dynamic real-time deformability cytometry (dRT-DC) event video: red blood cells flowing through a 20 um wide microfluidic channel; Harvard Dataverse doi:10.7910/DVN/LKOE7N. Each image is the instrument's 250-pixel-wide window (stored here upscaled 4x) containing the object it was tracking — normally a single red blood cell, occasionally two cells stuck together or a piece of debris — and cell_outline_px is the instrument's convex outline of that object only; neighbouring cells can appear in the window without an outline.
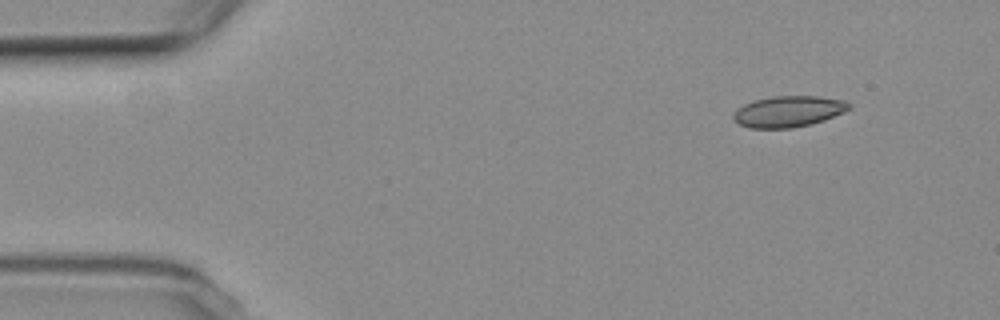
{"species": "common noctule bat (a hibernating species)", "species_latin": "Nyctalus noctula", "temperature_condition": "room temperature", "stored_images_in_passage": 5, "camera_frame_rate_fps": 3000, "um_per_image_px": 0.085, "animal": {"sex": "female", "body_mass_g": 19.3, "forearm_length_mm": 54.1}, "frame": {"image": 1, "passage_image": 1, "time_ms": 0.0, "image_size_px": [1000, 320], "cell_outline_px": [[852, 108], [844, 112], [824, 120], [812, 124], [792, 128], [748, 128], [740, 124], [732, 116], [736, 108], [744, 104], [756, 100], [772, 96], [820, 96], [844, 100], [852, 104]], "centroid_in_image_um": [67.05, 9.47], "position_along_channel_um": 18.0, "area_um2": 21.1}}
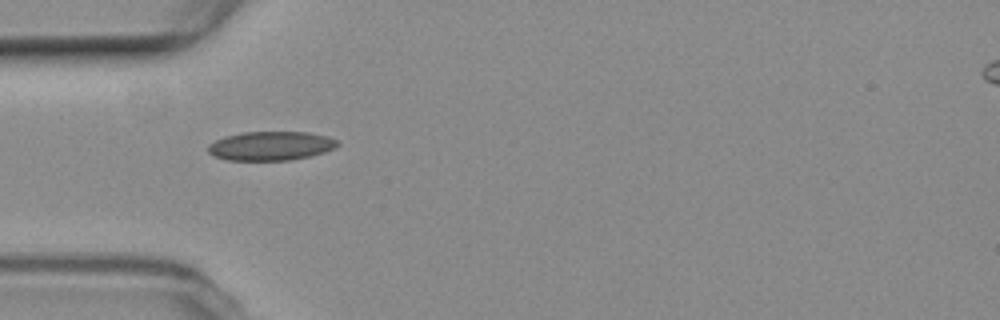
{"frame": {"image": 2, "passage_image": 4, "time_ms": 3.667, "image_size_px": [1000, 320], "cell_outline_px": [[340, 144], [336, 148], [312, 156], [292, 160], [228, 160], [216, 156], [208, 152], [208, 144], [224, 136], [244, 132], [308, 132], [328, 136], [336, 140]], "centroid_in_image_um": [23.05, 12.4], "position_along_channel_um": 61.9, "area_um2": 21.96}}
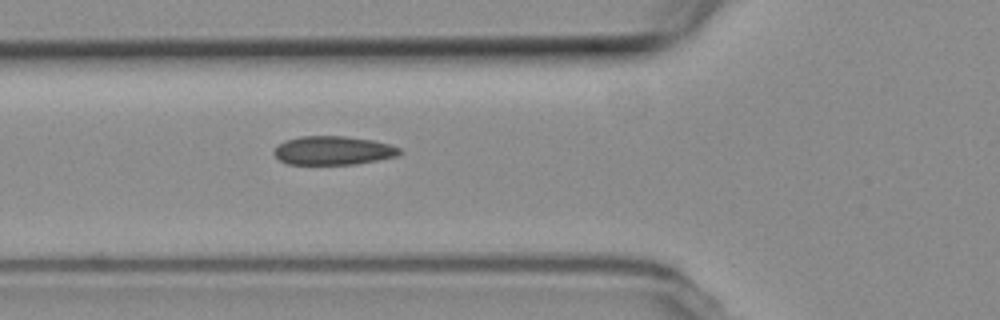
{"frame": {"image": 3, "passage_image": 5, "time_ms": 4.667, "image_size_px": [1000, 320], "cell_outline_px": [[400, 152], [396, 156], [356, 164], [288, 164], [280, 160], [272, 152], [284, 140], [300, 136], [344, 136], [372, 140], [388, 144], [400, 148]], "centroid_in_image_um": [28.28, 12.79], "position_along_channel_um": 97.5, "area_um2": 20.81}}